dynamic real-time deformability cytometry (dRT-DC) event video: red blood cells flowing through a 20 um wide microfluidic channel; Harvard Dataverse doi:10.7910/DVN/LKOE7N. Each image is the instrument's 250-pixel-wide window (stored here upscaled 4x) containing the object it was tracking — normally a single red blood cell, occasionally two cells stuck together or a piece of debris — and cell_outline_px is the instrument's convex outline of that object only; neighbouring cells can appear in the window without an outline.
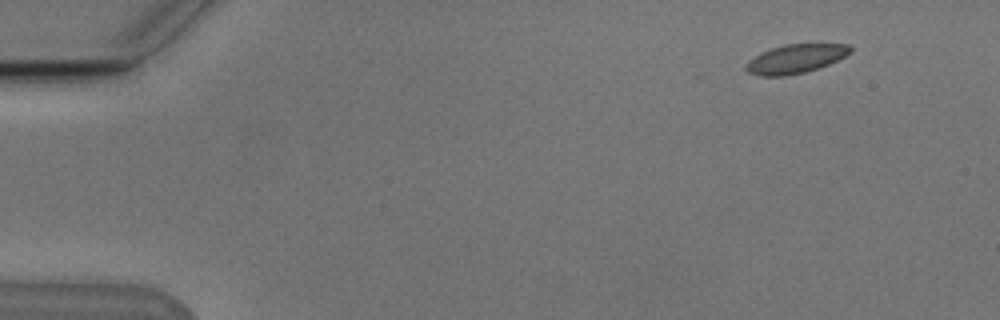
{"species": "Egyptian fruit bat (a non-hibernating species)", "species_latin": "Rousettus aegyptiacus", "temperature_condition": "cold", "stored_images_in_passage": 5, "camera_frame_rate_fps": 3000, "um_per_image_px": 0.085, "animal": {"sex": "male"}, "frame": {"image": 1, "passage_image": 2, "time_ms": 1.0, "image_size_px": [1000, 320], "cell_outline_px": [[852, 52], [828, 64], [804, 72], [784, 76], [760, 76], [748, 72], [744, 68], [756, 56], [772, 48], [784, 44], [848, 44], [852, 48]], "centroid_in_image_um": [67.65, 4.99], "position_along_channel_um": 17.4, "area_um2": 17.11}}